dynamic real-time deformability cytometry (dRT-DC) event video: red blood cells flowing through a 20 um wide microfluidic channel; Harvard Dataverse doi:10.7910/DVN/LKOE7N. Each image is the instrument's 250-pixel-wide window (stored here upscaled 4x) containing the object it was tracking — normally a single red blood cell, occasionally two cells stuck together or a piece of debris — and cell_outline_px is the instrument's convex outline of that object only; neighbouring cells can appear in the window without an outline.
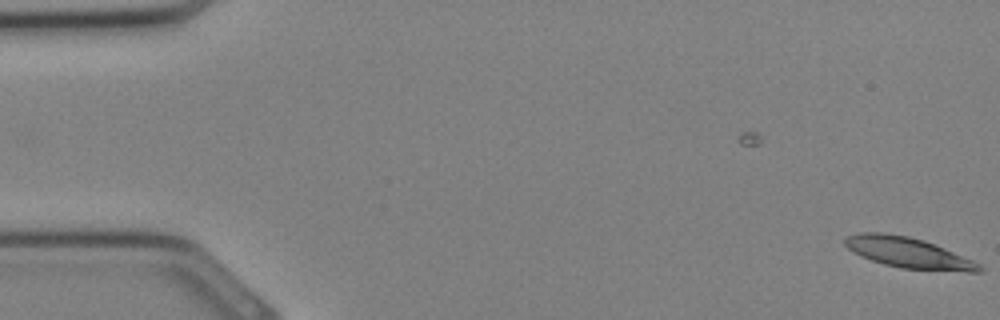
{"species": "Egyptian fruit bat (a non-hibernating species)", "species_latin": "Rousettus aegyptiacus", "temperature_condition": "cold", "stored_images_in_passage": 4, "camera_frame_rate_fps": 3000, "um_per_image_px": 0.085, "animal": {"sex": "female"}, "frame": {"image": 1, "passage_image": 4, "time_ms": 1.0, "image_size_px": [1000, 320], "cell_outline_px": [[984, 272], [968, 272], [900, 268], [884, 264], [860, 256], [848, 248], [844, 244], [844, 240], [848, 236], [860, 232], [884, 232], [908, 236], [924, 240], [944, 248], [972, 260], [980, 264], [984, 268]], "centroid_in_image_um": [77.21, 21.48], "position_along_channel_um": 7.8, "area_um2": 23.93}}